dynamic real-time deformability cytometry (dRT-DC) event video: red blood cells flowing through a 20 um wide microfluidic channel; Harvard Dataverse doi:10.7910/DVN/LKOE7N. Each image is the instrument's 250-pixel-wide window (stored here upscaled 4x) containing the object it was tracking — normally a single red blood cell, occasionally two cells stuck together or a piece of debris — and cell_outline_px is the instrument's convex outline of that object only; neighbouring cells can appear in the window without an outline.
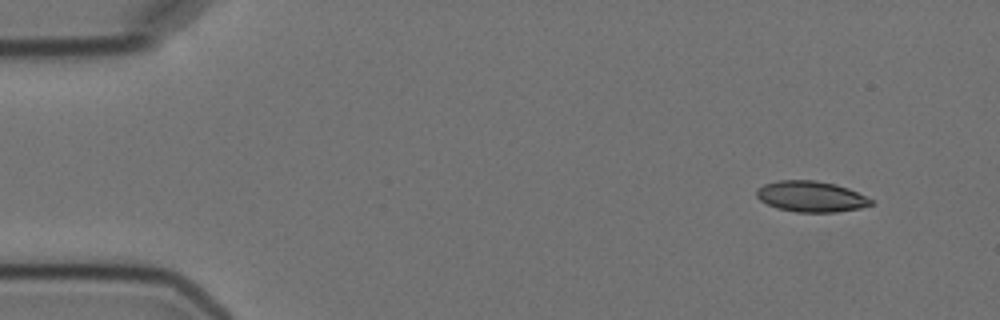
{"species": "Egyptian fruit bat (a non-hibernating species)", "species_latin": "Rousettus aegyptiacus", "temperature_condition": "cold", "stored_images_in_passage": 14, "camera_frame_rate_fps": 3000, "um_per_image_px": 0.085, "animal": {"sex": "female"}, "frame": {"image": 1, "passage_image": 1, "time_ms": 0.0, "image_size_px": [1000, 320], "cell_outline_px": [[872, 204], [860, 208], [836, 212], [796, 212], [776, 208], [760, 200], [756, 196], [756, 192], [764, 184], [780, 180], [812, 180], [836, 184], [848, 188], [872, 200]], "centroid_in_image_um": [68.92, 16.71], "position_along_channel_um": 16.1, "area_um2": 20.35}}
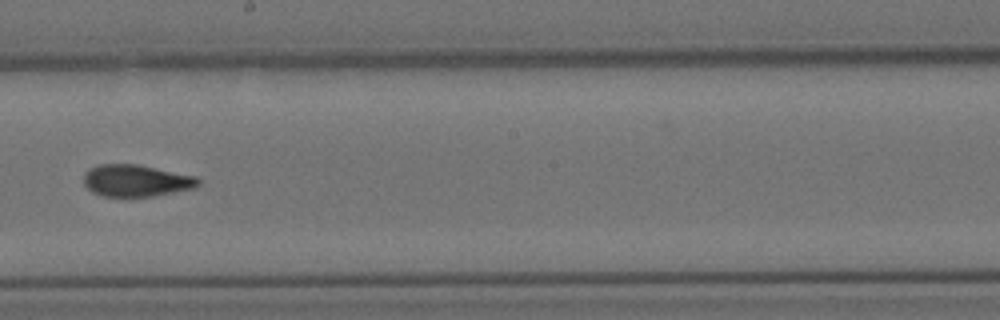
{"frame": {"image": 2, "passage_image": 8, "time_ms": 9.0, "image_size_px": [1000, 320], "cell_outline_px": [[200, 184], [196, 188], [152, 196], [104, 196], [92, 192], [84, 184], [84, 172], [88, 168], [96, 164], [136, 164], [196, 176], [200, 180]], "centroid_in_image_um": [11.56, 15.34], "position_along_channel_um": 236.6, "area_um2": 21.33}}
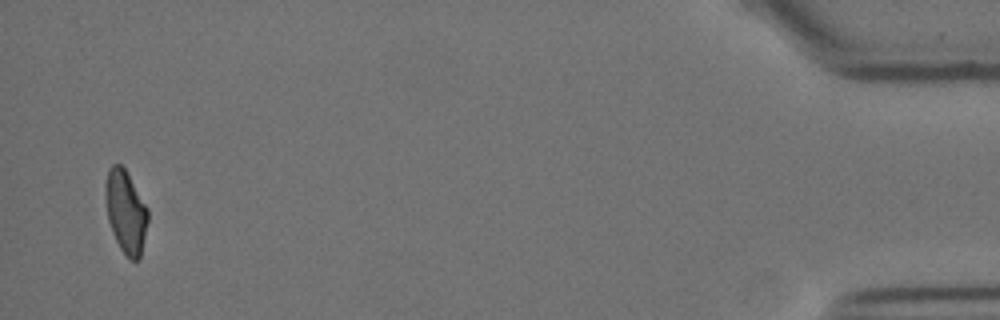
{"frame": {"image": 3, "passage_image": 14, "time_ms": 16.667, "image_size_px": [1000, 320], "cell_outline_px": [[148, 220], [140, 260], [132, 260], [120, 248], [112, 232], [108, 220], [104, 196], [104, 184], [108, 168], [112, 164], [120, 164], [124, 168], [148, 208]], "centroid_in_image_um": [10.67, 17.97], "position_along_channel_um": 424.5, "area_um2": 20.58}, "authors_computed_cell_mechanics": {"area_um2": 21.1259, "velocity_mm_per_s": 3.5732, "shape_relaxation_time_tau1_ms": null, "shape_relaxation_time_tau2_ms": 3.3169, "deformation_change_tau1": null, "deformation_change_tau2": 0.0608}}